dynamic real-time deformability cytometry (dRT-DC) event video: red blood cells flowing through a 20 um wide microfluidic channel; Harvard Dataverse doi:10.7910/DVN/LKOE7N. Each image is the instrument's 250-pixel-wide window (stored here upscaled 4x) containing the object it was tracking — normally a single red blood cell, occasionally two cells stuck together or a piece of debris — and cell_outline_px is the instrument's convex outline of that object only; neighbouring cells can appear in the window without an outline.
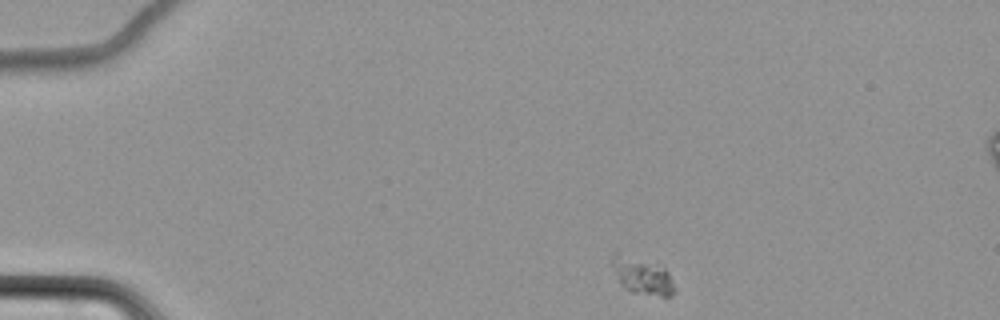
{"species": "common noctule bat (a hibernating species)", "species_latin": "Nyctalus noctula", "temperature_condition": "cold", "stored_images_in_passage": 5, "camera_frame_rate_fps": 3000, "um_per_image_px": 0.085, "animal": {"sex": "female", "body_mass_g": 22.7, "forearm_length_mm": 54.2}, "frame": {"image": 1, "passage_image": 1, "time_ms": 0.0, "image_size_px": [1000, 320], "cell_outline_px": [[676, 292], [672, 296], [660, 296], [632, 292], [620, 284], [612, 264], [612, 260], [616, 248], [664, 268], [668, 272], [676, 288]], "centroid_in_image_um": [54.58, 23.41], "position_along_channel_um": 30.4, "area_um2": 13.64}}
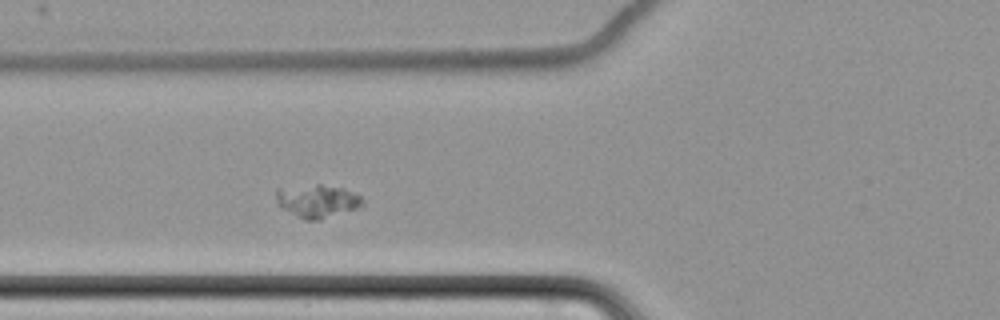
{"frame": {"image": 2, "passage_image": 5, "time_ms": 4.667, "image_size_px": [1000, 320], "cell_outline_px": [[364, 204], [356, 208], [320, 220], [304, 220], [296, 216], [276, 204], [276, 188], [316, 184], [320, 184], [344, 188], [360, 196], [364, 200]], "centroid_in_image_um": [26.94, 17.08], "position_along_channel_um": 98.9, "area_um2": 16.7}}